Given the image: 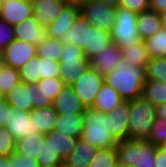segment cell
Returning <instances> with one entry per match:
<instances>
[{"mask_svg":"<svg viewBox=\"0 0 166 167\" xmlns=\"http://www.w3.org/2000/svg\"><path fill=\"white\" fill-rule=\"evenodd\" d=\"M104 82L117 91L124 101L137 99L141 97L146 82V68L132 66L128 60L122 59L114 71L104 76Z\"/></svg>","mask_w":166,"mask_h":167,"instance_id":"obj_1","label":"cell"},{"mask_svg":"<svg viewBox=\"0 0 166 167\" xmlns=\"http://www.w3.org/2000/svg\"><path fill=\"white\" fill-rule=\"evenodd\" d=\"M118 164L155 167L157 147L147 139H125L116 146Z\"/></svg>","mask_w":166,"mask_h":167,"instance_id":"obj_2","label":"cell"},{"mask_svg":"<svg viewBox=\"0 0 166 167\" xmlns=\"http://www.w3.org/2000/svg\"><path fill=\"white\" fill-rule=\"evenodd\" d=\"M108 128V116L106 114L93 108H86L81 139L97 149L116 147L118 141Z\"/></svg>","mask_w":166,"mask_h":167,"instance_id":"obj_3","label":"cell"},{"mask_svg":"<svg viewBox=\"0 0 166 167\" xmlns=\"http://www.w3.org/2000/svg\"><path fill=\"white\" fill-rule=\"evenodd\" d=\"M128 138L147 139L157 117L156 106L142 96L129 100Z\"/></svg>","mask_w":166,"mask_h":167,"instance_id":"obj_4","label":"cell"},{"mask_svg":"<svg viewBox=\"0 0 166 167\" xmlns=\"http://www.w3.org/2000/svg\"><path fill=\"white\" fill-rule=\"evenodd\" d=\"M137 16L138 13L127 8L121 6L116 8L115 23L110 34L112 42L121 50L142 40L137 26Z\"/></svg>","mask_w":166,"mask_h":167,"instance_id":"obj_5","label":"cell"},{"mask_svg":"<svg viewBox=\"0 0 166 167\" xmlns=\"http://www.w3.org/2000/svg\"><path fill=\"white\" fill-rule=\"evenodd\" d=\"M59 63L61 66L60 79L65 85L70 86L83 77V73L90 67V60L85 57L83 49L72 43L64 44Z\"/></svg>","mask_w":166,"mask_h":167,"instance_id":"obj_6","label":"cell"},{"mask_svg":"<svg viewBox=\"0 0 166 167\" xmlns=\"http://www.w3.org/2000/svg\"><path fill=\"white\" fill-rule=\"evenodd\" d=\"M80 13L89 20L92 27L112 31L116 18L115 7L98 0H85L80 4Z\"/></svg>","mask_w":166,"mask_h":167,"instance_id":"obj_7","label":"cell"},{"mask_svg":"<svg viewBox=\"0 0 166 167\" xmlns=\"http://www.w3.org/2000/svg\"><path fill=\"white\" fill-rule=\"evenodd\" d=\"M103 84L104 76L96 69L89 67L87 71L83 73V77L77 80L72 87L83 106L85 108H91Z\"/></svg>","mask_w":166,"mask_h":167,"instance_id":"obj_8","label":"cell"},{"mask_svg":"<svg viewBox=\"0 0 166 167\" xmlns=\"http://www.w3.org/2000/svg\"><path fill=\"white\" fill-rule=\"evenodd\" d=\"M6 66L19 70L33 57L37 55V46L25 41L14 39L2 51Z\"/></svg>","mask_w":166,"mask_h":167,"instance_id":"obj_9","label":"cell"},{"mask_svg":"<svg viewBox=\"0 0 166 167\" xmlns=\"http://www.w3.org/2000/svg\"><path fill=\"white\" fill-rule=\"evenodd\" d=\"M34 14L32 0H3L0 18L11 25L19 24Z\"/></svg>","mask_w":166,"mask_h":167,"instance_id":"obj_10","label":"cell"},{"mask_svg":"<svg viewBox=\"0 0 166 167\" xmlns=\"http://www.w3.org/2000/svg\"><path fill=\"white\" fill-rule=\"evenodd\" d=\"M37 84L20 82L5 97L7 103L16 110L31 112L34 109Z\"/></svg>","mask_w":166,"mask_h":167,"instance_id":"obj_11","label":"cell"},{"mask_svg":"<svg viewBox=\"0 0 166 167\" xmlns=\"http://www.w3.org/2000/svg\"><path fill=\"white\" fill-rule=\"evenodd\" d=\"M34 18L39 24L47 29L69 4L65 0H32Z\"/></svg>","mask_w":166,"mask_h":167,"instance_id":"obj_12","label":"cell"},{"mask_svg":"<svg viewBox=\"0 0 166 167\" xmlns=\"http://www.w3.org/2000/svg\"><path fill=\"white\" fill-rule=\"evenodd\" d=\"M122 58V50L112 42L90 59V67L105 76L116 69Z\"/></svg>","mask_w":166,"mask_h":167,"instance_id":"obj_13","label":"cell"},{"mask_svg":"<svg viewBox=\"0 0 166 167\" xmlns=\"http://www.w3.org/2000/svg\"><path fill=\"white\" fill-rule=\"evenodd\" d=\"M10 121L6 123L5 129L17 141L28 135H36L34 119H31L30 112L20 111L11 107Z\"/></svg>","mask_w":166,"mask_h":167,"instance_id":"obj_14","label":"cell"},{"mask_svg":"<svg viewBox=\"0 0 166 167\" xmlns=\"http://www.w3.org/2000/svg\"><path fill=\"white\" fill-rule=\"evenodd\" d=\"M53 108L58 115H74L84 113L86 108L70 85H65L61 92L53 100Z\"/></svg>","mask_w":166,"mask_h":167,"instance_id":"obj_15","label":"cell"},{"mask_svg":"<svg viewBox=\"0 0 166 167\" xmlns=\"http://www.w3.org/2000/svg\"><path fill=\"white\" fill-rule=\"evenodd\" d=\"M80 13L79 4H68L60 15L46 29L47 37L63 39L67 30L74 24L75 19Z\"/></svg>","mask_w":166,"mask_h":167,"instance_id":"obj_16","label":"cell"},{"mask_svg":"<svg viewBox=\"0 0 166 167\" xmlns=\"http://www.w3.org/2000/svg\"><path fill=\"white\" fill-rule=\"evenodd\" d=\"M109 131L117 141L128 139L129 101H124L116 109L106 114Z\"/></svg>","mask_w":166,"mask_h":167,"instance_id":"obj_17","label":"cell"},{"mask_svg":"<svg viewBox=\"0 0 166 167\" xmlns=\"http://www.w3.org/2000/svg\"><path fill=\"white\" fill-rule=\"evenodd\" d=\"M15 38L38 46L47 38V31L34 16L13 25Z\"/></svg>","mask_w":166,"mask_h":167,"instance_id":"obj_18","label":"cell"},{"mask_svg":"<svg viewBox=\"0 0 166 167\" xmlns=\"http://www.w3.org/2000/svg\"><path fill=\"white\" fill-rule=\"evenodd\" d=\"M91 28L92 26L89 20L82 13H79L74 24L63 36L62 41L64 43H72L76 47L83 49L88 45L89 30Z\"/></svg>","mask_w":166,"mask_h":167,"instance_id":"obj_19","label":"cell"},{"mask_svg":"<svg viewBox=\"0 0 166 167\" xmlns=\"http://www.w3.org/2000/svg\"><path fill=\"white\" fill-rule=\"evenodd\" d=\"M123 102L124 99L119 93L104 82L101 89L98 91L91 108L107 114L116 109Z\"/></svg>","mask_w":166,"mask_h":167,"instance_id":"obj_20","label":"cell"},{"mask_svg":"<svg viewBox=\"0 0 166 167\" xmlns=\"http://www.w3.org/2000/svg\"><path fill=\"white\" fill-rule=\"evenodd\" d=\"M97 148L79 138L72 153L64 160L63 167H88Z\"/></svg>","mask_w":166,"mask_h":167,"instance_id":"obj_21","label":"cell"},{"mask_svg":"<svg viewBox=\"0 0 166 167\" xmlns=\"http://www.w3.org/2000/svg\"><path fill=\"white\" fill-rule=\"evenodd\" d=\"M137 26L141 39L145 40L154 36L163 28L162 16L149 9L142 11L141 13H138Z\"/></svg>","mask_w":166,"mask_h":167,"instance_id":"obj_22","label":"cell"},{"mask_svg":"<svg viewBox=\"0 0 166 167\" xmlns=\"http://www.w3.org/2000/svg\"><path fill=\"white\" fill-rule=\"evenodd\" d=\"M31 119H34L35 133L36 134H47L51 132L58 117L57 112L53 106L33 109L30 112Z\"/></svg>","mask_w":166,"mask_h":167,"instance_id":"obj_23","label":"cell"},{"mask_svg":"<svg viewBox=\"0 0 166 167\" xmlns=\"http://www.w3.org/2000/svg\"><path fill=\"white\" fill-rule=\"evenodd\" d=\"M54 129L79 139L84 129V113L58 115Z\"/></svg>","mask_w":166,"mask_h":167,"instance_id":"obj_24","label":"cell"},{"mask_svg":"<svg viewBox=\"0 0 166 167\" xmlns=\"http://www.w3.org/2000/svg\"><path fill=\"white\" fill-rule=\"evenodd\" d=\"M111 43L112 38L110 32L92 27L89 30L88 45L83 48L84 55L90 60L96 54L106 49V46Z\"/></svg>","mask_w":166,"mask_h":167,"instance_id":"obj_25","label":"cell"},{"mask_svg":"<svg viewBox=\"0 0 166 167\" xmlns=\"http://www.w3.org/2000/svg\"><path fill=\"white\" fill-rule=\"evenodd\" d=\"M16 152L30 158L42 160V134L28 135L16 141Z\"/></svg>","mask_w":166,"mask_h":167,"instance_id":"obj_26","label":"cell"},{"mask_svg":"<svg viewBox=\"0 0 166 167\" xmlns=\"http://www.w3.org/2000/svg\"><path fill=\"white\" fill-rule=\"evenodd\" d=\"M45 136L49 138L50 145L56 152L60 153V156L64 160L72 153L77 142V138L61 133L55 129L45 134Z\"/></svg>","mask_w":166,"mask_h":167,"instance_id":"obj_27","label":"cell"},{"mask_svg":"<svg viewBox=\"0 0 166 167\" xmlns=\"http://www.w3.org/2000/svg\"><path fill=\"white\" fill-rule=\"evenodd\" d=\"M141 96L147 99L154 106L164 104L166 103V84L146 79Z\"/></svg>","mask_w":166,"mask_h":167,"instance_id":"obj_28","label":"cell"},{"mask_svg":"<svg viewBox=\"0 0 166 167\" xmlns=\"http://www.w3.org/2000/svg\"><path fill=\"white\" fill-rule=\"evenodd\" d=\"M122 59L128 60L132 66L146 68L150 60L144 41L130 46L129 48L122 49Z\"/></svg>","mask_w":166,"mask_h":167,"instance_id":"obj_29","label":"cell"},{"mask_svg":"<svg viewBox=\"0 0 166 167\" xmlns=\"http://www.w3.org/2000/svg\"><path fill=\"white\" fill-rule=\"evenodd\" d=\"M64 44L65 43L62 41V39L47 37L37 46V55L40 58L59 62L60 56L64 50Z\"/></svg>","mask_w":166,"mask_h":167,"instance_id":"obj_30","label":"cell"},{"mask_svg":"<svg viewBox=\"0 0 166 167\" xmlns=\"http://www.w3.org/2000/svg\"><path fill=\"white\" fill-rule=\"evenodd\" d=\"M144 41L150 58H166V28L163 27L154 36Z\"/></svg>","mask_w":166,"mask_h":167,"instance_id":"obj_31","label":"cell"},{"mask_svg":"<svg viewBox=\"0 0 166 167\" xmlns=\"http://www.w3.org/2000/svg\"><path fill=\"white\" fill-rule=\"evenodd\" d=\"M40 167H63L64 159L50 145L49 138L42 134V160H37Z\"/></svg>","mask_w":166,"mask_h":167,"instance_id":"obj_32","label":"cell"},{"mask_svg":"<svg viewBox=\"0 0 166 167\" xmlns=\"http://www.w3.org/2000/svg\"><path fill=\"white\" fill-rule=\"evenodd\" d=\"M40 63L41 58L38 55L31 58L18 70L20 81L24 84H37L41 80Z\"/></svg>","mask_w":166,"mask_h":167,"instance_id":"obj_33","label":"cell"},{"mask_svg":"<svg viewBox=\"0 0 166 167\" xmlns=\"http://www.w3.org/2000/svg\"><path fill=\"white\" fill-rule=\"evenodd\" d=\"M116 147L96 149L88 167H117Z\"/></svg>","mask_w":166,"mask_h":167,"instance_id":"obj_34","label":"cell"},{"mask_svg":"<svg viewBox=\"0 0 166 167\" xmlns=\"http://www.w3.org/2000/svg\"><path fill=\"white\" fill-rule=\"evenodd\" d=\"M146 79L166 84V58H150L146 65Z\"/></svg>","mask_w":166,"mask_h":167,"instance_id":"obj_35","label":"cell"},{"mask_svg":"<svg viewBox=\"0 0 166 167\" xmlns=\"http://www.w3.org/2000/svg\"><path fill=\"white\" fill-rule=\"evenodd\" d=\"M19 72L17 69L6 66L0 72V92L5 96L20 83Z\"/></svg>","mask_w":166,"mask_h":167,"instance_id":"obj_36","label":"cell"},{"mask_svg":"<svg viewBox=\"0 0 166 167\" xmlns=\"http://www.w3.org/2000/svg\"><path fill=\"white\" fill-rule=\"evenodd\" d=\"M65 84L60 78L41 79L37 83L38 90L44 96L50 97L52 100L61 92Z\"/></svg>","mask_w":166,"mask_h":167,"instance_id":"obj_37","label":"cell"},{"mask_svg":"<svg viewBox=\"0 0 166 167\" xmlns=\"http://www.w3.org/2000/svg\"><path fill=\"white\" fill-rule=\"evenodd\" d=\"M147 140L156 147L166 145V119L156 117Z\"/></svg>","mask_w":166,"mask_h":167,"instance_id":"obj_38","label":"cell"},{"mask_svg":"<svg viewBox=\"0 0 166 167\" xmlns=\"http://www.w3.org/2000/svg\"><path fill=\"white\" fill-rule=\"evenodd\" d=\"M15 151L16 140L5 127H0V156H10Z\"/></svg>","mask_w":166,"mask_h":167,"instance_id":"obj_39","label":"cell"},{"mask_svg":"<svg viewBox=\"0 0 166 167\" xmlns=\"http://www.w3.org/2000/svg\"><path fill=\"white\" fill-rule=\"evenodd\" d=\"M61 66L59 62L41 58L40 74L41 79L60 78Z\"/></svg>","mask_w":166,"mask_h":167,"instance_id":"obj_40","label":"cell"},{"mask_svg":"<svg viewBox=\"0 0 166 167\" xmlns=\"http://www.w3.org/2000/svg\"><path fill=\"white\" fill-rule=\"evenodd\" d=\"M15 39L13 25L0 18V51L2 52Z\"/></svg>","mask_w":166,"mask_h":167,"instance_id":"obj_41","label":"cell"},{"mask_svg":"<svg viewBox=\"0 0 166 167\" xmlns=\"http://www.w3.org/2000/svg\"><path fill=\"white\" fill-rule=\"evenodd\" d=\"M10 165L13 167H40L37 159L25 157L16 151L10 155Z\"/></svg>","mask_w":166,"mask_h":167,"instance_id":"obj_42","label":"cell"},{"mask_svg":"<svg viewBox=\"0 0 166 167\" xmlns=\"http://www.w3.org/2000/svg\"><path fill=\"white\" fill-rule=\"evenodd\" d=\"M120 6L130 11L141 13L149 9V0H121Z\"/></svg>","mask_w":166,"mask_h":167,"instance_id":"obj_43","label":"cell"},{"mask_svg":"<svg viewBox=\"0 0 166 167\" xmlns=\"http://www.w3.org/2000/svg\"><path fill=\"white\" fill-rule=\"evenodd\" d=\"M53 106V100L50 97L44 96L40 90H35L34 109Z\"/></svg>","mask_w":166,"mask_h":167,"instance_id":"obj_44","label":"cell"},{"mask_svg":"<svg viewBox=\"0 0 166 167\" xmlns=\"http://www.w3.org/2000/svg\"><path fill=\"white\" fill-rule=\"evenodd\" d=\"M11 106L5 100L0 104V127H5L6 123L10 121Z\"/></svg>","mask_w":166,"mask_h":167,"instance_id":"obj_45","label":"cell"},{"mask_svg":"<svg viewBox=\"0 0 166 167\" xmlns=\"http://www.w3.org/2000/svg\"><path fill=\"white\" fill-rule=\"evenodd\" d=\"M149 10L162 14L166 11V0H149Z\"/></svg>","mask_w":166,"mask_h":167,"instance_id":"obj_46","label":"cell"},{"mask_svg":"<svg viewBox=\"0 0 166 167\" xmlns=\"http://www.w3.org/2000/svg\"><path fill=\"white\" fill-rule=\"evenodd\" d=\"M155 167H166V149L164 147H157Z\"/></svg>","mask_w":166,"mask_h":167,"instance_id":"obj_47","label":"cell"},{"mask_svg":"<svg viewBox=\"0 0 166 167\" xmlns=\"http://www.w3.org/2000/svg\"><path fill=\"white\" fill-rule=\"evenodd\" d=\"M157 118L166 119V103L156 106Z\"/></svg>","mask_w":166,"mask_h":167,"instance_id":"obj_48","label":"cell"},{"mask_svg":"<svg viewBox=\"0 0 166 167\" xmlns=\"http://www.w3.org/2000/svg\"><path fill=\"white\" fill-rule=\"evenodd\" d=\"M0 167H13L10 165V156H0Z\"/></svg>","mask_w":166,"mask_h":167,"instance_id":"obj_49","label":"cell"},{"mask_svg":"<svg viewBox=\"0 0 166 167\" xmlns=\"http://www.w3.org/2000/svg\"><path fill=\"white\" fill-rule=\"evenodd\" d=\"M98 1H102L103 3H106L107 5H110L112 7H119L121 4V0H98Z\"/></svg>","mask_w":166,"mask_h":167,"instance_id":"obj_50","label":"cell"},{"mask_svg":"<svg viewBox=\"0 0 166 167\" xmlns=\"http://www.w3.org/2000/svg\"><path fill=\"white\" fill-rule=\"evenodd\" d=\"M5 67H6V62L4 60V56H3L2 52L0 51V72Z\"/></svg>","mask_w":166,"mask_h":167,"instance_id":"obj_51","label":"cell"},{"mask_svg":"<svg viewBox=\"0 0 166 167\" xmlns=\"http://www.w3.org/2000/svg\"><path fill=\"white\" fill-rule=\"evenodd\" d=\"M67 3H70V4H81L83 3L85 0H65Z\"/></svg>","mask_w":166,"mask_h":167,"instance_id":"obj_52","label":"cell"},{"mask_svg":"<svg viewBox=\"0 0 166 167\" xmlns=\"http://www.w3.org/2000/svg\"><path fill=\"white\" fill-rule=\"evenodd\" d=\"M161 16H162L163 27L166 28V11L163 12Z\"/></svg>","mask_w":166,"mask_h":167,"instance_id":"obj_53","label":"cell"},{"mask_svg":"<svg viewBox=\"0 0 166 167\" xmlns=\"http://www.w3.org/2000/svg\"><path fill=\"white\" fill-rule=\"evenodd\" d=\"M5 100H6L5 95L0 92V104L3 103Z\"/></svg>","mask_w":166,"mask_h":167,"instance_id":"obj_54","label":"cell"},{"mask_svg":"<svg viewBox=\"0 0 166 167\" xmlns=\"http://www.w3.org/2000/svg\"><path fill=\"white\" fill-rule=\"evenodd\" d=\"M117 167H135V166H132V165L128 166V165L118 164V166H117Z\"/></svg>","mask_w":166,"mask_h":167,"instance_id":"obj_55","label":"cell"},{"mask_svg":"<svg viewBox=\"0 0 166 167\" xmlns=\"http://www.w3.org/2000/svg\"><path fill=\"white\" fill-rule=\"evenodd\" d=\"M2 3H3V1H2V0H0V10H1V5H2Z\"/></svg>","mask_w":166,"mask_h":167,"instance_id":"obj_56","label":"cell"}]
</instances>
